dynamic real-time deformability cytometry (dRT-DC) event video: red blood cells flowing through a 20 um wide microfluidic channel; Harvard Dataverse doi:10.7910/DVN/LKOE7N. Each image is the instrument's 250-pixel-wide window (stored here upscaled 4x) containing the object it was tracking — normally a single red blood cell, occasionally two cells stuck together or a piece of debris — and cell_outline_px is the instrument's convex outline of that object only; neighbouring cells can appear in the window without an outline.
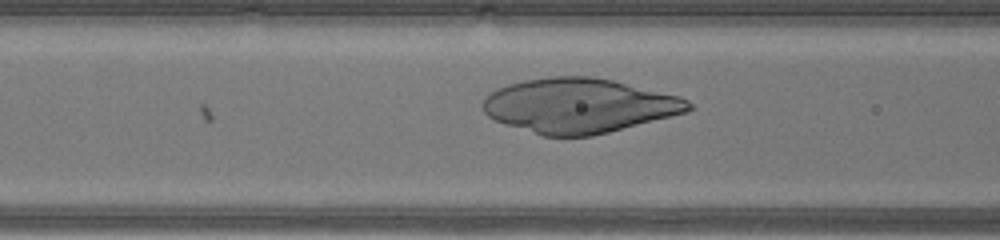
{"species": "human", "species_latin": "Homo sapiens", "temperature_condition": "warm", "stored_images_in_passage": 34, "camera_frame_rate_fps": 3000, "um_per_image_px": 0.085, "donor": {"sex": "male"}, "frame": {"image": 1, "passage_image": 16, "time_ms": 5.0, "image_size_px": [1000, 240], "cell_outline_px": [[692, 108], [688, 112], [592, 136], [544, 136], [504, 124], [488, 116], [484, 112], [484, 100], [492, 92], [508, 84], [524, 80], [548, 76], [592, 76], [612, 80], [680, 96], [688, 100], [692, 104]], "centroid_in_image_um": [49.24, 8.97], "position_along_channel_um": 117.4, "area_um2": 65.08}}
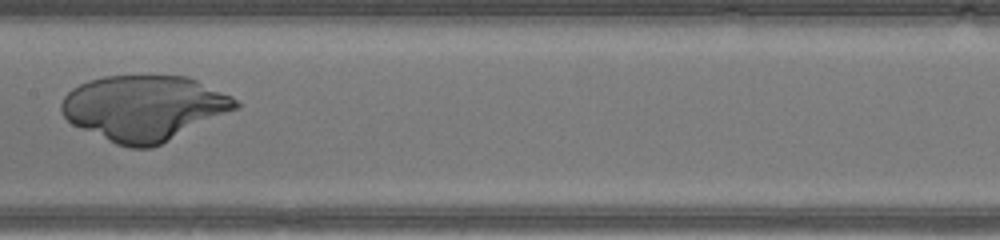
{"frame": {"image": 2, "passage_image": 21, "time_ms": 6.667, "image_size_px": [1000, 240], "cell_outline_px": [[240, 108], [152, 148], [132, 148], [116, 144], [80, 128], [72, 124], [60, 112], [60, 104], [64, 96], [72, 88], [88, 80], [104, 76], [188, 76], [232, 96], [240, 104]], "centroid_in_image_um": [12.25, 9.18], "position_along_channel_um": 195.2, "area_um2": 66.35}}
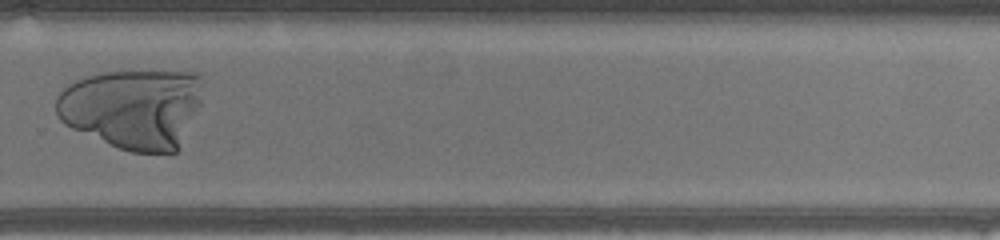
{"frame": {"image": 3, "passage_image": 29, "time_ms": 9.333, "image_size_px": [1000, 240], "cell_outline_px": [[204, 80], [200, 104], [180, 148], [176, 152], [132, 152], [120, 148], [72, 128], [64, 124], [60, 120], [56, 112], [56, 96], [68, 84], [76, 80], [88, 76], [104, 72], [196, 72]], "centroid_in_image_um": [11.32, 9.21], "position_along_channel_um": 318.5, "area_um2": 68.44}}